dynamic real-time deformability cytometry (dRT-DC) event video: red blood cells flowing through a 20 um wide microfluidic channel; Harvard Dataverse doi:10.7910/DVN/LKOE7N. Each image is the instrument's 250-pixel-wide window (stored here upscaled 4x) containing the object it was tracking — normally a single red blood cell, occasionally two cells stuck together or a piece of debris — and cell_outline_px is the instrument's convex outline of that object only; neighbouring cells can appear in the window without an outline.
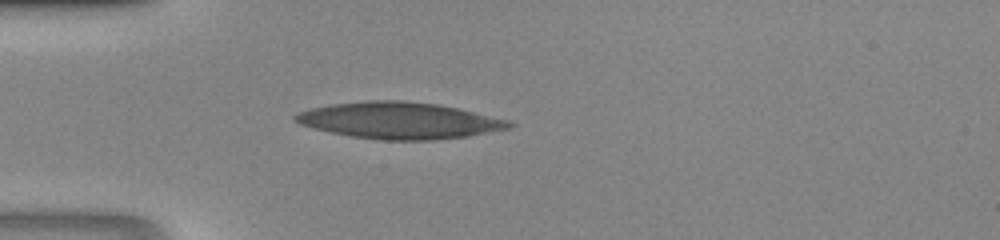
{"species": "human", "species_latin": "Homo sapiens", "temperature_condition": "room temperature", "stored_images_in_passage": 32, "camera_frame_rate_fps": 3000, "um_per_image_px": 0.085, "donor": {"sex": "male"}, "frame": {"image": 1, "passage_image": 5, "time_ms": 1.333, "image_size_px": [1000, 240], "cell_outline_px": [[516, 124], [508, 128], [468, 136], [432, 140], [384, 140], [352, 136], [332, 132], [316, 128], [304, 124], [296, 120], [292, 116], [300, 112], [312, 108], [332, 104], [368, 100], [404, 100], [436, 104], [456, 108], [508, 120]], "centroid_in_image_um": [33.97, 10.24], "position_along_channel_um": 51.0, "area_um2": 44.8}}
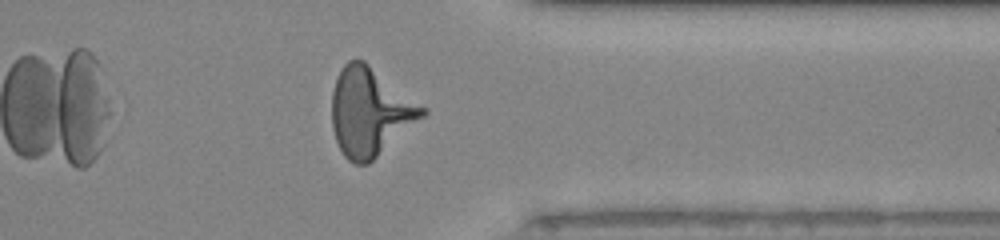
{"frame": {"image": 2, "passage_image": 28, "time_ms": 9.0, "image_size_px": [1000, 240], "cell_outline_px": [[428, 112], [424, 116], [368, 164], [356, 164], [348, 160], [344, 156], [336, 140], [332, 128], [332, 92], [336, 76], [340, 68], [348, 60], [364, 60], [428, 108]], "centroid_in_image_um": [31.45, 9.48], "position_along_channel_um": 380.0, "area_um2": 46.53}}